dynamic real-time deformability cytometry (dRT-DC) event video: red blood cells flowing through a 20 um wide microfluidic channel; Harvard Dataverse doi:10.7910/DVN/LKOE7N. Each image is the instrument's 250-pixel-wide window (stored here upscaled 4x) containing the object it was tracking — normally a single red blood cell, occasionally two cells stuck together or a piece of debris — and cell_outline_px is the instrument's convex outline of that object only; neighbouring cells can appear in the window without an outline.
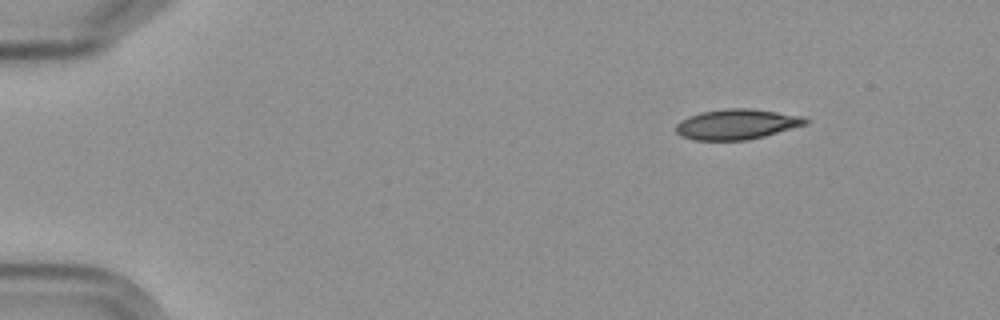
{"species": "Egyptian fruit bat (a non-hibernating species)", "species_latin": "Rousettus aegyptiacus", "temperature_condition": "cold", "stored_images_in_passage": 3, "camera_frame_rate_fps": 3000, "um_per_image_px": 0.085, "frame": {"image": 1, "passage_image": 1, "time_ms": 0.0, "image_size_px": [1000, 320], "cell_outline_px": [[808, 124], [764, 136], [748, 140], [696, 140], [680, 136], [676, 132], [676, 124], [680, 120], [688, 116], [700, 112], [728, 108], [752, 108], [804, 116], [808, 120]], "centroid_in_image_um": [62.62, 10.55], "position_along_channel_um": 22.4, "area_um2": 23.0}}